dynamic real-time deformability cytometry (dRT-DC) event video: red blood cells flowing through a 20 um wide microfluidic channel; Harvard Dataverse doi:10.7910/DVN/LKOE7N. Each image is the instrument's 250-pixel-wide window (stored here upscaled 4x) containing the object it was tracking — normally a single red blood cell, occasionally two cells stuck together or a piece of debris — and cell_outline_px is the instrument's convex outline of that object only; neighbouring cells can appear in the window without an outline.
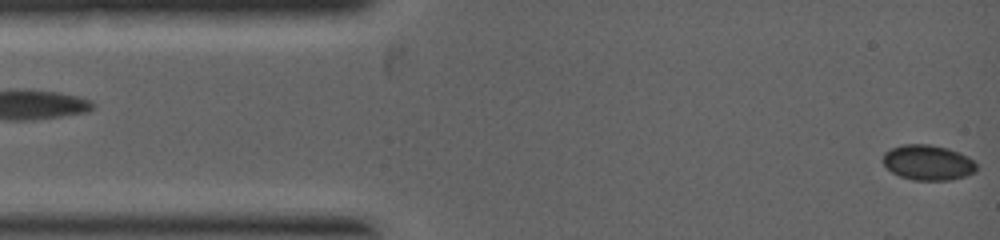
{"species": "common noctule bat (a hibernating species)", "species_latin": "Nyctalus noctula", "temperature_condition": "warm", "stored_images_in_passage": 3, "segment_of_instrument_passage": [2, 2], "camera_frame_rate_fps": 5000, "um_per_image_px": 0.085, "animal": {"sex": "female", "body_mass_g": 19.0, "forearm_length_mm": 53.3}, "frame": {"image": 1, "passage_image": 3, "time_ms": 2.2, "image_size_px": [1000, 240], "cell_outline_px": [[976, 172], [964, 176], [948, 180], [912, 180], [900, 176], [892, 172], [884, 164], [884, 152], [892, 148], [904, 144], [928, 144], [948, 148], [960, 152], [968, 156], [976, 164]], "centroid_in_image_um": [78.89, 13.81], "position_along_channel_um": 6.1, "area_um2": 19.13}}